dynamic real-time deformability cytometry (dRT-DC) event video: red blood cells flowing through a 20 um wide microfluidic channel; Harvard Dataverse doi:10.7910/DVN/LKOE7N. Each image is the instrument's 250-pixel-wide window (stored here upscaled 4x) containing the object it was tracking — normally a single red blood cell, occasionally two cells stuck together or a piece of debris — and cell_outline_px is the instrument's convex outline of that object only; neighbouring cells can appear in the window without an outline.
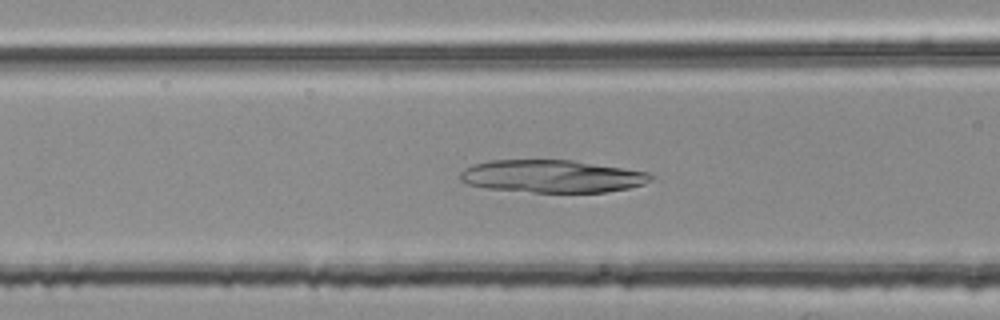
{"species": "common noctule bat (a hibernating species)", "species_latin": "Nyctalus noctula", "temperature_condition": "room temperature", "stored_images_in_passage": 53, "camera_frame_rate_fps": 3000, "um_per_image_px": 0.085, "animal": {"sex": "female", "body_mass_g": 25.1}, "frame": {"image": 1, "passage_image": 20, "time_ms": 6.333, "image_size_px": [1000, 320], "cell_outline_px": [[652, 180], [644, 184], [628, 188], [604, 192], [532, 192], [484, 188], [468, 184], [460, 180], [460, 172], [464, 168], [472, 164], [488, 160], [572, 160], [624, 168], [648, 172], [652, 176]], "centroid_in_image_um": [46.88, 14.98], "position_along_channel_um": 119.7, "area_um2": 36.3}}
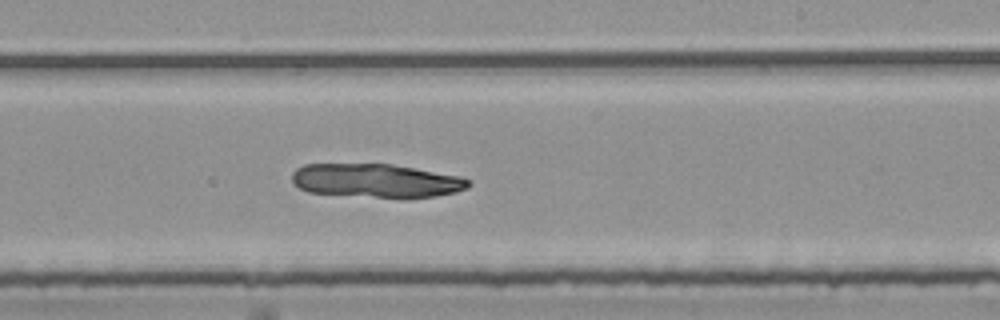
{"frame": {"image": 2, "passage_image": 31, "time_ms": 10.0, "image_size_px": [1000, 320], "cell_outline_px": [[472, 184], [468, 188], [456, 192], [436, 196], [404, 200], [400, 200], [308, 192], [300, 188], [292, 180], [292, 172], [296, 168], [304, 164], [392, 164], [460, 176], [468, 180]], "centroid_in_image_um": [32.01, 15.39], "position_along_channel_um": 257.0, "area_um2": 35.49}}
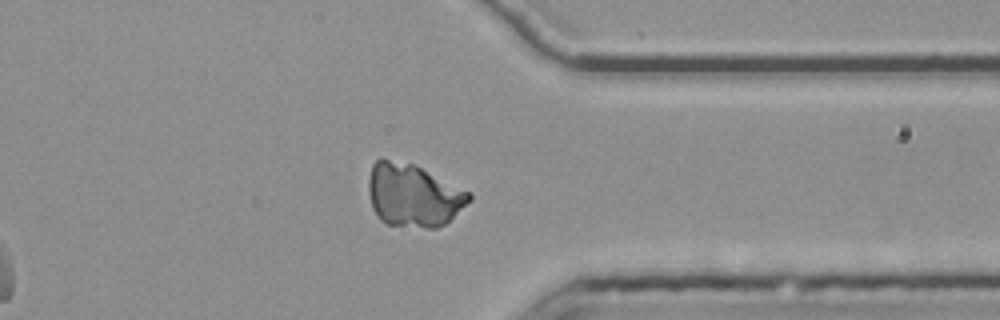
{"frame": {"image": 3, "passage_image": 41, "time_ms": 13.333, "image_size_px": [1000, 320], "cell_outline_px": [[472, 200], [444, 224], [436, 228], [424, 228], [388, 224], [380, 220], [376, 216], [372, 208], [368, 192], [368, 180], [372, 164], [376, 160], [388, 160], [416, 164], [468, 192], [472, 196]], "centroid_in_image_um": [35.1, 16.61], "position_along_channel_um": 376.3, "area_um2": 36.76}}